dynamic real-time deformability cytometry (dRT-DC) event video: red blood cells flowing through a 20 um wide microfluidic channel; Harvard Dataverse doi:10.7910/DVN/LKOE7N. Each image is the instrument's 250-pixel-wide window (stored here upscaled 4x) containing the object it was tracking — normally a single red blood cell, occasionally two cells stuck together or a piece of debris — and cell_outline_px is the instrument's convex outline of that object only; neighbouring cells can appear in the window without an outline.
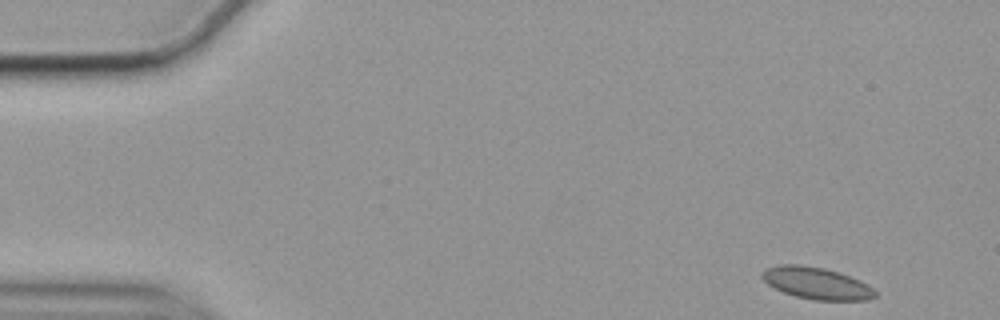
{"species": "common noctule bat (a hibernating species)", "species_latin": "Nyctalus noctula", "temperature_condition": "cold", "stored_images_in_passage": 53, "camera_frame_rate_fps": 3000, "um_per_image_px": 0.085, "animal": {"sex": "female", "body_mass_g": 19.9}, "frame": {"image": 1, "passage_image": 1, "time_ms": 0.0, "image_size_px": [1000, 320], "cell_outline_px": [[876, 296], [868, 300], [812, 300], [796, 296], [784, 292], [768, 284], [760, 276], [760, 272], [764, 268], [780, 264], [800, 264], [824, 268], [860, 280], [868, 284], [876, 292]], "centroid_in_image_um": [69.37, 24.06], "position_along_channel_um": 15.6, "area_um2": 20.98}}
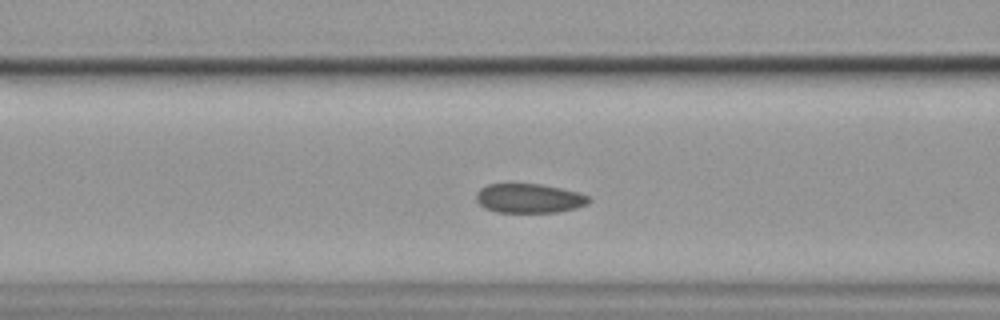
{"frame": {"image": 2, "passage_image": 19, "time_ms": 6.0, "image_size_px": [1000, 320], "cell_outline_px": [[592, 200], [588, 204], [576, 208], [556, 212], [496, 212], [484, 208], [476, 200], [476, 192], [480, 188], [488, 184], [540, 184], [580, 192], [588, 196]], "centroid_in_image_um": [44.98, 16.86], "position_along_channel_um": 121.6, "area_um2": 19.31}}
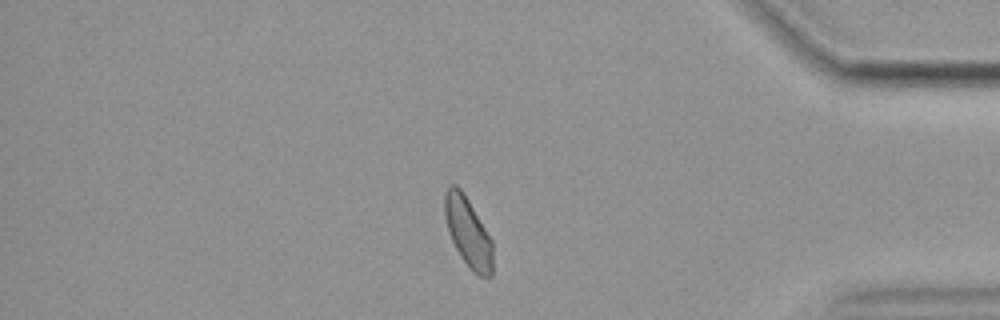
{"frame": {"image": 3, "passage_image": 45, "time_ms": 14.667, "image_size_px": [1000, 320], "cell_outline_px": [[492, 276], [488, 280], [472, 272], [460, 256], [452, 240], [444, 216], [444, 192], [448, 184], [456, 184], [460, 188], [468, 200], [492, 240]], "centroid_in_image_um": [39.77, 19.75], "position_along_channel_um": 395.4, "area_um2": 19.54}, "authors_computed_cell_mechanics": {"area_um2": 19.8254, "velocity_mm_per_s": 3.5046, "shape_relaxation_time_tau1_ms": 9.1149, "shape_relaxation_time_tau2_ms": 1.772, "deformation_change_tau1": 0.1087, "deformation_change_tau2": 0.0602}}